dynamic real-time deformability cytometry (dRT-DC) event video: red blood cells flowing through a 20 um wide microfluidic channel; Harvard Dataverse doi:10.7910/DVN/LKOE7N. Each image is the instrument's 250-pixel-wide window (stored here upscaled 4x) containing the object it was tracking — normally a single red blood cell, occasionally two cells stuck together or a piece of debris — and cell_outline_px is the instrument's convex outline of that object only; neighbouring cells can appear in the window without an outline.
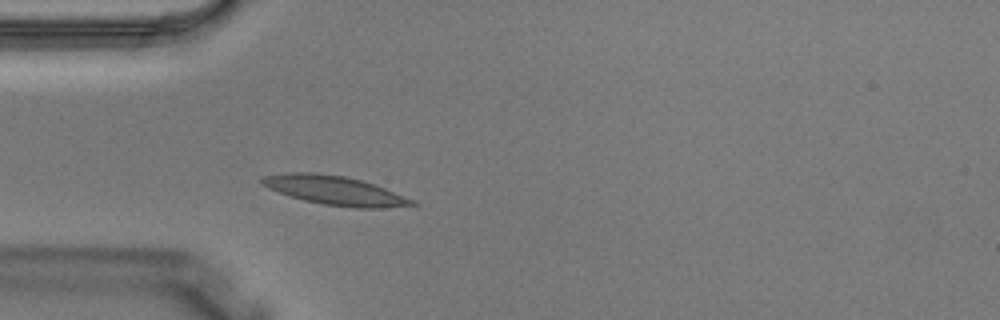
{"species": "Egyptian fruit bat (a non-hibernating species)", "species_latin": "Rousettus aegyptiacus", "temperature_condition": "warm", "stored_images_in_passage": 2, "camera_frame_rate_fps": 3000, "um_per_image_px": 0.085, "animal": {"sex": "male"}, "frame": {"image": 1, "passage_image": 2, "time_ms": 0.333, "image_size_px": [1000, 320], "cell_outline_px": [[420, 204], [384, 208], [352, 208], [324, 204], [304, 200], [268, 188], [260, 184], [260, 180], [264, 176], [288, 172], [316, 172], [344, 176], [360, 180], [384, 188], [412, 200]], "centroid_in_image_um": [28.42, 16.18], "position_along_channel_um": 56.6, "area_um2": 25.03}}